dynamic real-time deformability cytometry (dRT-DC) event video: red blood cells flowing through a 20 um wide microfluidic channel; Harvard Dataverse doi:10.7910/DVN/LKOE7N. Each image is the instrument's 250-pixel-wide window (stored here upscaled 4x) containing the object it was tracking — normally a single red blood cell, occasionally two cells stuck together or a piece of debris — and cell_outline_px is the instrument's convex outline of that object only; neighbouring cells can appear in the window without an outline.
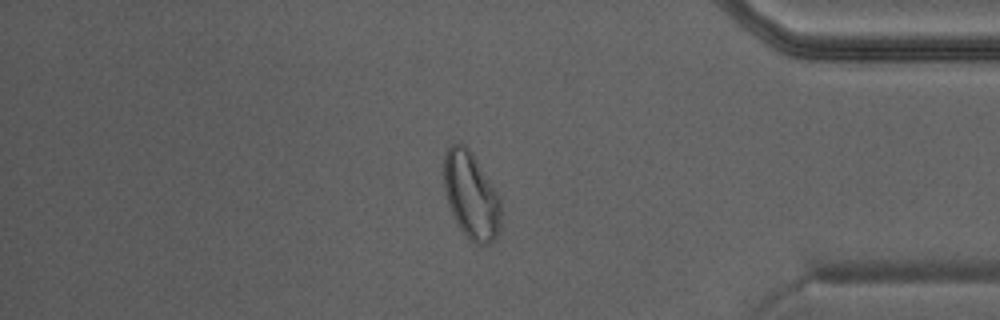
{"species": "Egyptian fruit bat (a non-hibernating species)", "species_latin": "Rousettus aegyptiacus", "temperature_condition": "warm", "stored_images_in_passage": 42, "camera_frame_rate_fps": 3000, "um_per_image_px": 0.085, "animal": {"sex": "male"}, "frame": {"image": 1, "passage_image": 36, "time_ms": 11.667, "image_size_px": [1000, 320], "cell_outline_px": [[500, 224], [496, 236], [488, 244], [476, 244], [460, 228], [452, 212], [444, 188], [444, 156], [448, 148], [456, 140], [460, 140], [472, 152], [500, 196]], "centroid_in_image_um": [40.04, 16.54], "position_along_channel_um": 395.2, "area_um2": 28.61}}
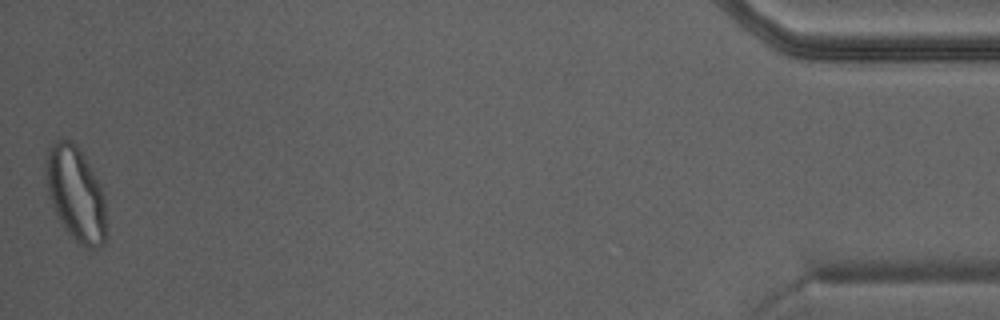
{"frame": {"image": 2, "passage_image": 42, "time_ms": 13.667, "image_size_px": [1000, 320], "cell_outline_px": [[104, 244], [92, 252], [76, 240], [64, 228], [48, 196], [44, 168], [44, 160], [48, 148], [56, 140], [72, 140], [80, 152], [100, 184], [104, 200]], "centroid_in_image_um": [6.39, 16.47], "position_along_channel_um": 428.8, "area_um2": 32.77}}